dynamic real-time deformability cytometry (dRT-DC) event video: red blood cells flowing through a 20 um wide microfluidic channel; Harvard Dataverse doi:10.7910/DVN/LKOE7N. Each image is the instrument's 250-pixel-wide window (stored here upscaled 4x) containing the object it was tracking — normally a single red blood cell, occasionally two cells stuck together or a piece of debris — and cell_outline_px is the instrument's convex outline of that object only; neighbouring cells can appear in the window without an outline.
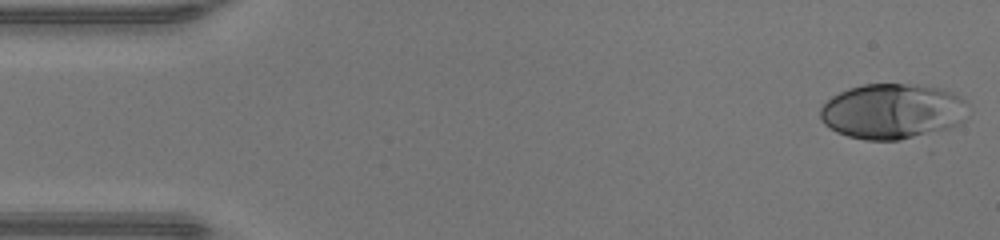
{"species": "human", "species_latin": "Homo sapiens", "temperature_condition": "warm", "stored_images_in_passage": 46, "camera_frame_rate_fps": 3000, "um_per_image_px": 0.085, "donor": {"sex": "male"}, "frame": {"image": 1, "passage_image": 1, "time_ms": 0.0, "image_size_px": [1000, 240], "cell_outline_px": [[968, 116], [960, 124], [952, 128], [900, 140], [864, 140], [848, 136], [836, 132], [824, 124], [820, 116], [820, 108], [832, 96], [848, 88], [864, 84], [916, 84], [944, 88], [956, 92], [964, 100]], "centroid_in_image_um": [75.9, 9.45], "position_along_channel_um": 9.1, "area_um2": 48.26}}
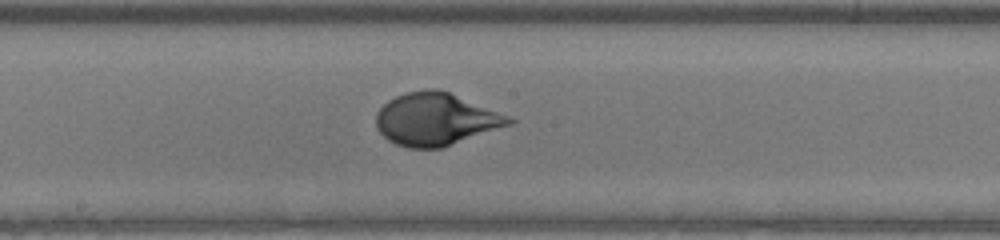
{"frame": {"image": 2, "passage_image": 24, "time_ms": 7.667, "image_size_px": [1000, 240], "cell_outline_px": [[516, 120], [512, 124], [440, 148], [408, 148], [396, 144], [388, 140], [376, 128], [376, 112], [388, 100], [404, 92], [424, 88], [440, 88], [508, 116]], "centroid_in_image_um": [37.0, 10.12], "position_along_channel_um": 211.2, "area_um2": 40.58}}
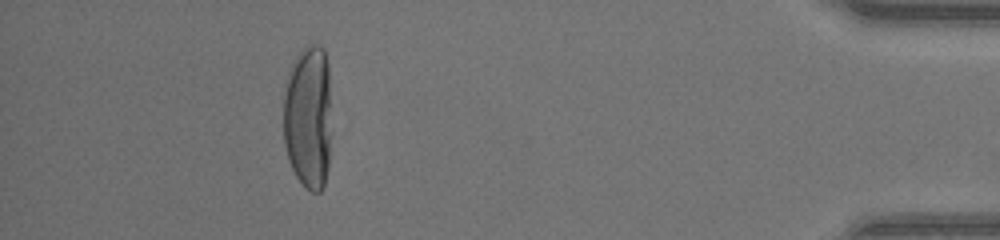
{"frame": {"image": 3, "passage_image": 42, "time_ms": 13.667, "image_size_px": [1000, 240], "cell_outline_px": [[328, 168], [324, 188], [320, 192], [312, 192], [296, 176], [288, 160], [284, 144], [284, 96], [288, 72], [296, 56], [308, 44], [320, 44], [324, 48], [328, 64]], "centroid_in_image_um": [26.17, 9.94], "position_along_channel_um": 409.0, "area_um2": 39.88}, "authors_computed_cell_mechanics": {"area_um2": 40.9802, "velocity_mm_per_s": 4.3332, "shape_relaxation_time_tau1_ms": 3.8148, "shape_relaxation_time_tau2_ms": null, "deformation_change_tau1": 0.2569, "deformation_change_tau2": null}}